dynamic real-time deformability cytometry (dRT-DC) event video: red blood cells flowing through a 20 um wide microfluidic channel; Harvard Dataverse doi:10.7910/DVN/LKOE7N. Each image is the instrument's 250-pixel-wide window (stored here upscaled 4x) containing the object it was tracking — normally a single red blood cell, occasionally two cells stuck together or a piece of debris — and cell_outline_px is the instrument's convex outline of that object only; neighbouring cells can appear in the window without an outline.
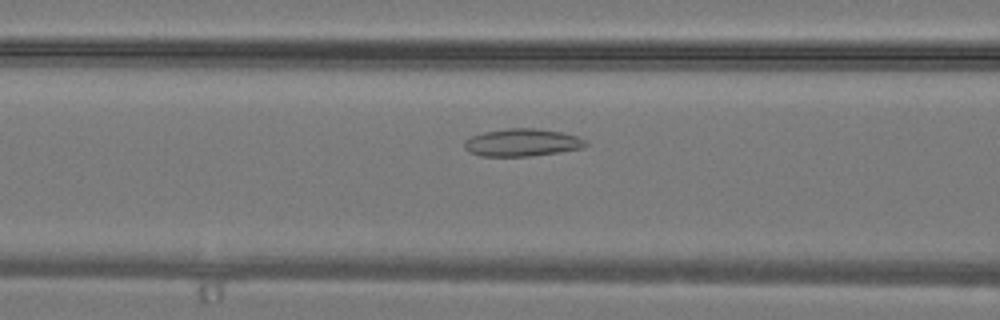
{"species": "common noctule bat (a hibernating species)", "species_latin": "Nyctalus noctula", "temperature_condition": "warm", "stored_images_in_passage": 28, "camera_frame_rate_fps": 3000, "um_per_image_px": 0.085, "animal": {"sex": "male", "body_mass_g": 19.2, "forearm_length_mm": 51.8}, "frame": {"image": 1, "passage_image": 10, "time_ms": 3.0, "image_size_px": [1000, 320], "cell_outline_px": [[588, 144], [584, 148], [560, 152], [532, 156], [480, 156], [468, 152], [464, 148], [464, 140], [472, 136], [484, 132], [508, 128], [536, 128], [560, 132], [576, 136], [584, 140]], "centroid_in_image_um": [44.36, 12.12], "position_along_channel_um": 122.2, "area_um2": 19.54}}
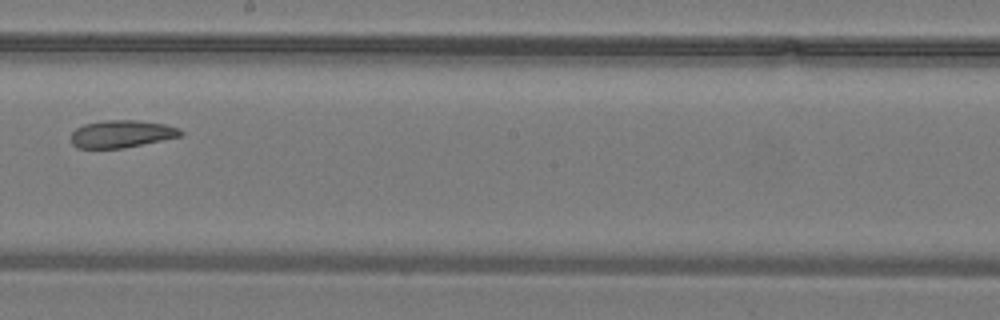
{"frame": {"image": 2, "passage_image": 16, "time_ms": 5.0, "image_size_px": [1000, 320], "cell_outline_px": [[184, 132], [180, 136], [124, 148], [76, 148], [72, 144], [72, 132], [76, 128], [84, 124], [104, 120], [136, 120], [164, 124], [180, 128]], "centroid_in_image_um": [10.32, 11.38], "position_along_channel_um": 237.9, "area_um2": 17.46}}
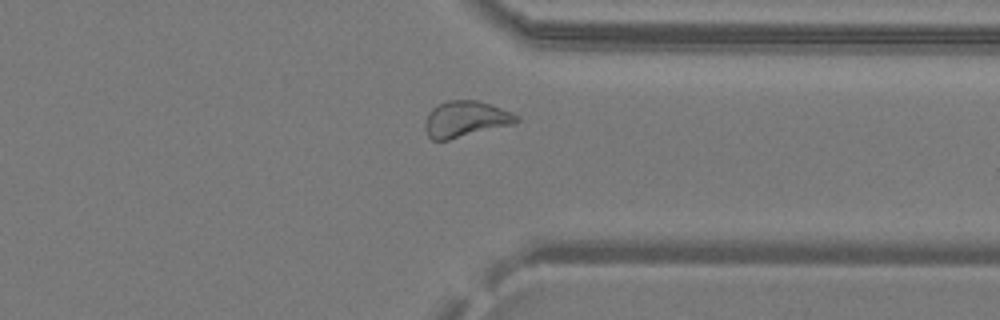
{"frame": {"image": 3, "passage_image": 23, "time_ms": 7.333, "image_size_px": [1000, 320], "cell_outline_px": [[520, 120], [516, 124], [448, 140], [432, 140], [428, 136], [424, 128], [424, 120], [428, 112], [432, 108], [448, 100], [476, 100], [492, 104], [512, 112], [520, 116]], "centroid_in_image_um": [39.6, 10.12], "position_along_channel_um": 371.8, "area_um2": 19.59}}